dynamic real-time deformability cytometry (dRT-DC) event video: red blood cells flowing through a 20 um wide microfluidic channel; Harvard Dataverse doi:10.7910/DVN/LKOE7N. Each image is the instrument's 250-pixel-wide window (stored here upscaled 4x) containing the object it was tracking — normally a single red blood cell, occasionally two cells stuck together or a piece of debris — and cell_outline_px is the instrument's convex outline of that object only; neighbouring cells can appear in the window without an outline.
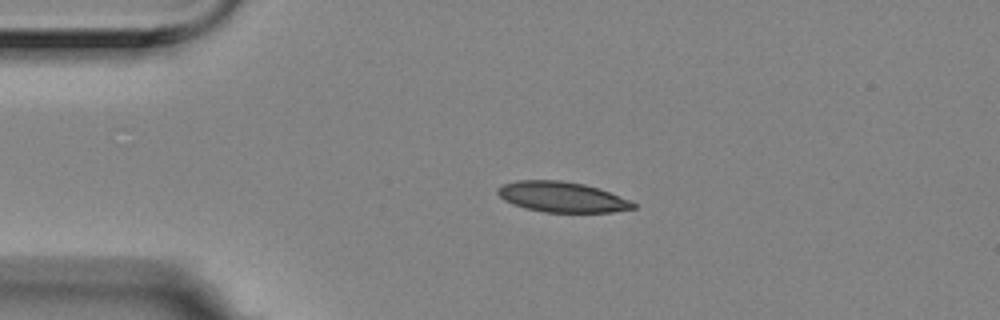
{"species": "Egyptian fruit bat (a non-hibernating species)", "species_latin": "Rousettus aegyptiacus", "temperature_condition": "room temperature", "stored_images_in_passage": 4, "segment_of_instrument_passage": [1, 2], "camera_frame_rate_fps": 3000, "um_per_image_px": 0.085, "animal": {"sex": "female"}, "frame": {"image": 1, "passage_image": 2, "time_ms": 0.333, "image_size_px": [1000, 320], "cell_outline_px": [[636, 208], [612, 212], [544, 212], [524, 208], [512, 204], [504, 200], [496, 192], [496, 188], [500, 184], [516, 180], [560, 180], [584, 184], [632, 200], [636, 204]], "centroid_in_image_um": [47.73, 16.74], "position_along_channel_um": 37.3, "area_um2": 24.16}}